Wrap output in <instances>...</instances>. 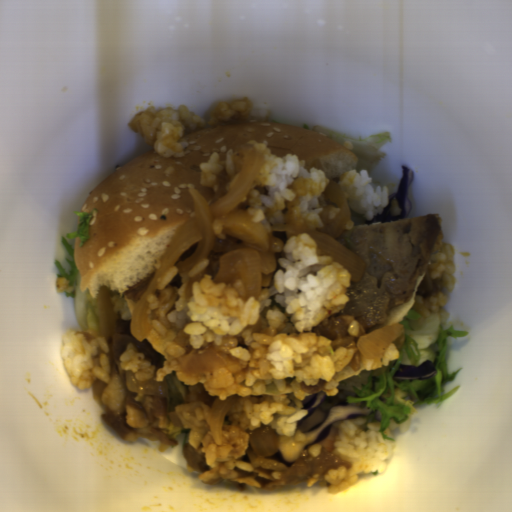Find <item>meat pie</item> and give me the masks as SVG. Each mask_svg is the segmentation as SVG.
<instances>
[{"mask_svg": "<svg viewBox=\"0 0 512 512\" xmlns=\"http://www.w3.org/2000/svg\"><path fill=\"white\" fill-rule=\"evenodd\" d=\"M443 229L435 213L343 229L337 241L364 260L360 282L346 290L348 304L337 314L354 316L365 332L376 330L389 311L405 304L425 276Z\"/></svg>", "mask_w": 512, "mask_h": 512, "instance_id": "meat-pie-1", "label": "meat pie"}, {"mask_svg": "<svg viewBox=\"0 0 512 512\" xmlns=\"http://www.w3.org/2000/svg\"><path fill=\"white\" fill-rule=\"evenodd\" d=\"M156 273L157 272H153L138 283L126 287L123 292L126 299L136 305Z\"/></svg>", "mask_w": 512, "mask_h": 512, "instance_id": "meat-pie-2", "label": "meat pie"}]
</instances>
